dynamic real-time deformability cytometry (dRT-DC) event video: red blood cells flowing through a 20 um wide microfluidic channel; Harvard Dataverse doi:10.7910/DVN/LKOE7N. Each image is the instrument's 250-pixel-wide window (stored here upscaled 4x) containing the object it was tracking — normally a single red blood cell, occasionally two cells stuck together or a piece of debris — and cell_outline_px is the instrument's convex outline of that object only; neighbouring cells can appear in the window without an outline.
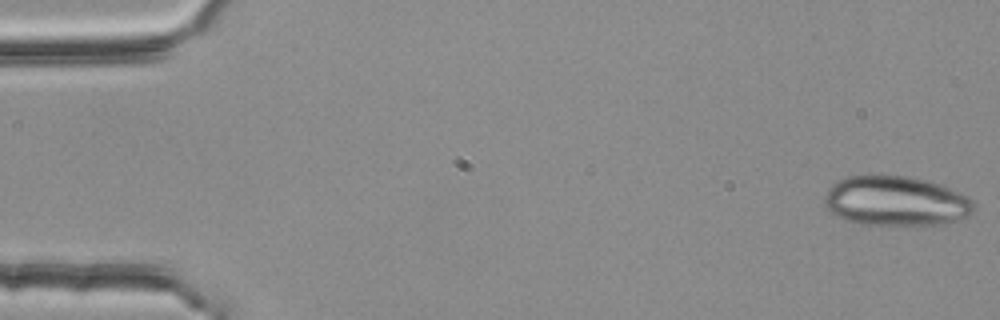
{"species": "common noctule bat (a hibernating species)", "species_latin": "Nyctalus noctula", "temperature_condition": "room temperature", "stored_images_in_passage": 3, "camera_frame_rate_fps": 3000, "um_per_image_px": 0.085, "animal": {"sex": "female", "body_mass_g": 25.1}, "frame": {"image": 1, "passage_image": 1, "time_ms": 0.0, "image_size_px": [1000, 320], "cell_outline_px": [[976, 204], [972, 212], [956, 220], [944, 224], [860, 224], [836, 216], [824, 204], [824, 196], [828, 188], [836, 180], [848, 176], [864, 172], [908, 176], [928, 180], [940, 184], [968, 196]], "centroid_in_image_um": [76.1, 17.03], "position_along_channel_um": 8.9, "area_um2": 43.99}}